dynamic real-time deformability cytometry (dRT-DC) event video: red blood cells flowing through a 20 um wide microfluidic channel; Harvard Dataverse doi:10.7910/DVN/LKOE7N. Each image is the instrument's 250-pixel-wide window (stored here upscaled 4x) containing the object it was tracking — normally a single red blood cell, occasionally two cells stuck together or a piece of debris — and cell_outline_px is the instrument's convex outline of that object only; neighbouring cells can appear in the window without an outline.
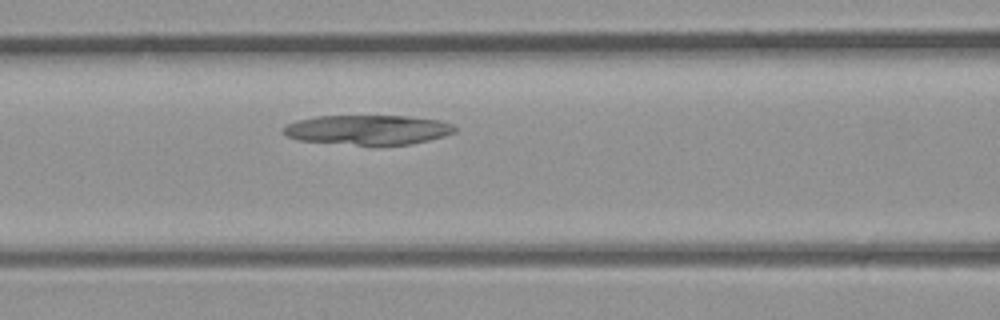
{"species": "common noctule bat (a hibernating species)", "species_latin": "Nyctalus noctula", "temperature_condition": "room temperature", "stored_images_in_passage": 6, "camera_frame_rate_fps": 3000, "um_per_image_px": 0.085, "animal": {"sex": "male", "body_mass_g": 23.1, "forearm_length_mm": 52.7}, "frame": {"image": 1, "passage_image": 6, "time_ms": 1.667, "image_size_px": [1000, 320], "cell_outline_px": [[456, 132], [444, 136], [412, 144], [356, 144], [296, 140], [288, 136], [284, 132], [284, 128], [288, 124], [296, 120], [316, 116], [408, 116], [440, 120], [452, 124], [456, 128]], "centroid_in_image_um": [31.3, 11.02], "position_along_channel_um": 135.3, "area_um2": 29.3}}